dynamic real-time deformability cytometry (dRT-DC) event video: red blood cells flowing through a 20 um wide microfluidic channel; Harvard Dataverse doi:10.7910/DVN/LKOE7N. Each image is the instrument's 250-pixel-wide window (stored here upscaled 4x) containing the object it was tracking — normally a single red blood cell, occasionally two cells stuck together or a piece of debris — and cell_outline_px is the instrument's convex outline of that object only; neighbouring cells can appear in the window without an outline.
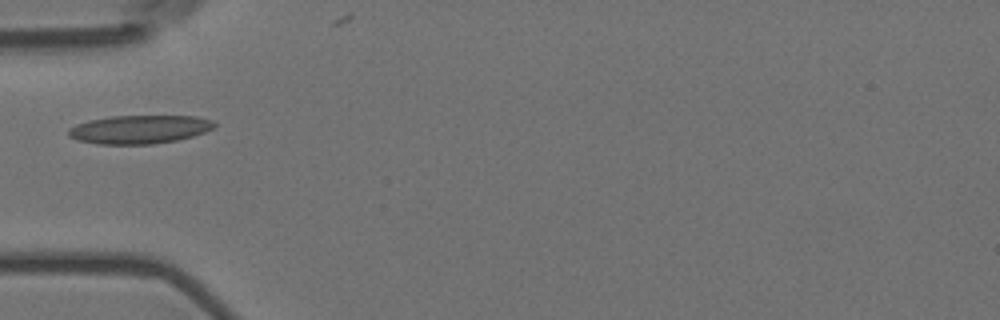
{"species": "Egyptian fruit bat (a non-hibernating species)", "species_latin": "Rousettus aegyptiacus", "temperature_condition": "room temperature", "stored_images_in_passage": 6, "camera_frame_rate_fps": 3000, "um_per_image_px": 0.085, "animal": {"sex": "female"}, "frame": {"image": 1, "passage_image": 2, "time_ms": 0.333, "image_size_px": [1000, 320], "cell_outline_px": [[216, 124], [212, 128], [204, 132], [192, 136], [176, 140], [152, 144], [96, 144], [76, 140], [68, 136], [68, 128], [76, 124], [88, 120], [112, 116], [196, 116], [212, 120]], "centroid_in_image_um": [11.8, 11.0], "position_along_channel_um": 73.2, "area_um2": 24.22}}
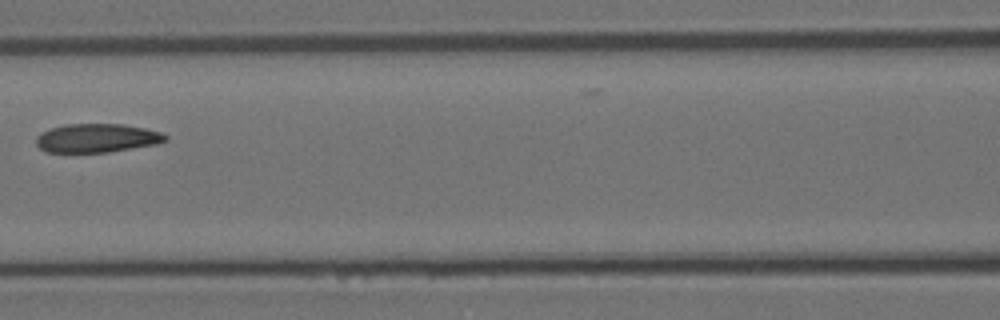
{"frame": {"image": 2, "passage_image": 4, "time_ms": 1.0, "image_size_px": [1000, 320], "cell_outline_px": [[168, 140], [156, 144], [108, 152], [44, 152], [36, 144], [36, 136], [40, 132], [64, 124], [124, 124], [144, 128], [160, 132], [168, 136]], "centroid_in_image_um": [8.22, 11.73], "position_along_channel_um": 158.4, "area_um2": 21.68}}
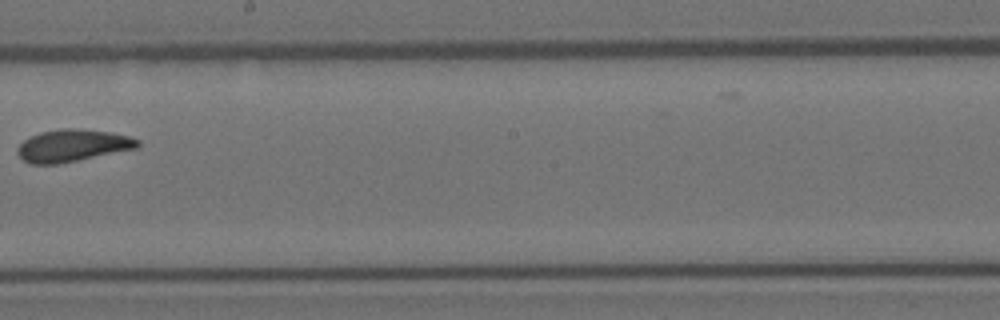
{"frame": {"image": 3, "passage_image": 6, "time_ms": 1.667, "image_size_px": [1000, 320], "cell_outline_px": [[140, 144], [136, 148], [56, 164], [28, 164], [16, 152], [16, 148], [24, 140], [40, 132], [60, 128], [72, 128], [108, 132], [128, 136], [140, 140]], "centroid_in_image_um": [6.12, 12.37], "position_along_channel_um": 242.1, "area_um2": 22.2}}